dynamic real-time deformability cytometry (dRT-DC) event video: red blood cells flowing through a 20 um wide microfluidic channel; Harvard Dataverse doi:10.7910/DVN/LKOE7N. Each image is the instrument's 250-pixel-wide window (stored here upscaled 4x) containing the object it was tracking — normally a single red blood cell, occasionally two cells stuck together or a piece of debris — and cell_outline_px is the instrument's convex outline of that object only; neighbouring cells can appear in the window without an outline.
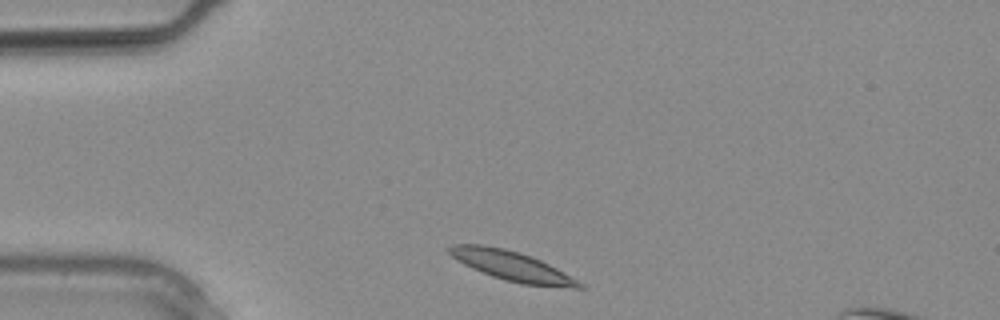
{"species": "common noctule bat (a hibernating species)", "species_latin": "Nyctalus noctula", "temperature_condition": "warm", "stored_images_in_passage": 10, "camera_frame_rate_fps": 3000, "um_per_image_px": 0.085, "animal": {"sex": "male", "body_mass_g": 20.4}, "frame": {"image": 1, "passage_image": 1, "time_ms": 0.0, "image_size_px": [1000, 320], "cell_outline_px": [[588, 288], [572, 288], [524, 284], [504, 280], [492, 276], [472, 268], [456, 260], [444, 248], [452, 244], [480, 244], [504, 248], [520, 252], [532, 256], [556, 268], [584, 284]], "centroid_in_image_um": [43.47, 22.59], "position_along_channel_um": 41.5, "area_um2": 22.48}}